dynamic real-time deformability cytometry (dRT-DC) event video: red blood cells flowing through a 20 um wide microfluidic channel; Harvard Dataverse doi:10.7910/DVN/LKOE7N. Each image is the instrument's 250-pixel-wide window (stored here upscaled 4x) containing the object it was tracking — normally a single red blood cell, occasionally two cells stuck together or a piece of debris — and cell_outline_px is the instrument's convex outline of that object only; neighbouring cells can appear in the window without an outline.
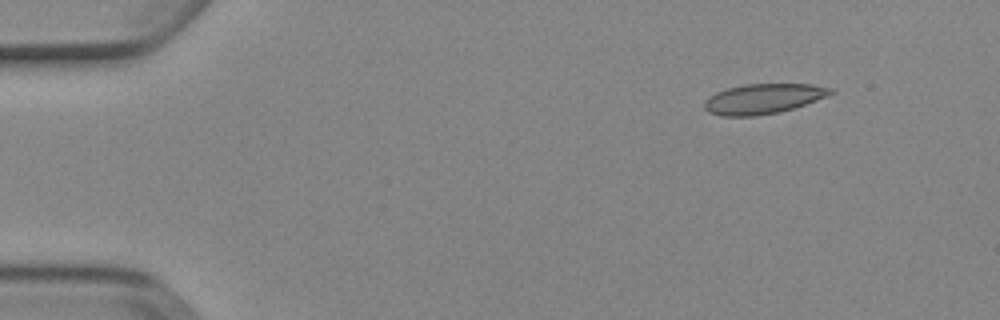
{"species": "Egyptian fruit bat (a non-hibernating species)", "species_latin": "Rousettus aegyptiacus", "temperature_condition": "cold", "stored_images_in_passage": 3, "camera_frame_rate_fps": 3000, "um_per_image_px": 0.085, "animal": {"sex": "female"}, "frame": {"image": 1, "passage_image": 1, "time_ms": 0.0, "image_size_px": [1000, 320], "cell_outline_px": [[836, 92], [816, 100], [780, 112], [756, 116], [720, 116], [708, 112], [704, 108], [704, 100], [708, 96], [716, 92], [728, 88], [744, 84], [812, 84], [832, 88]], "centroid_in_image_um": [64.84, 8.39], "position_along_channel_um": 20.2, "area_um2": 22.14}}
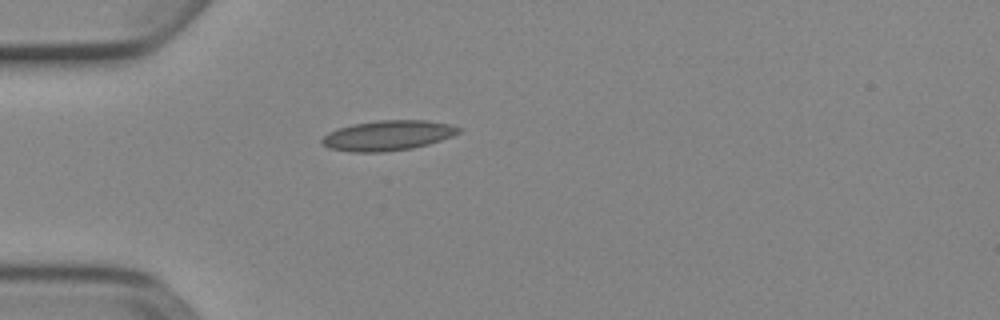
{"frame": {"image": 2, "passage_image": 3, "time_ms": 0.667, "image_size_px": [1000, 320], "cell_outline_px": [[464, 128], [460, 132], [452, 136], [428, 144], [412, 148], [380, 152], [352, 152], [328, 148], [320, 140], [328, 132], [352, 124], [376, 120], [428, 120], [448, 124]], "centroid_in_image_um": [32.97, 11.51], "position_along_channel_um": 52.0, "area_um2": 23.93}}